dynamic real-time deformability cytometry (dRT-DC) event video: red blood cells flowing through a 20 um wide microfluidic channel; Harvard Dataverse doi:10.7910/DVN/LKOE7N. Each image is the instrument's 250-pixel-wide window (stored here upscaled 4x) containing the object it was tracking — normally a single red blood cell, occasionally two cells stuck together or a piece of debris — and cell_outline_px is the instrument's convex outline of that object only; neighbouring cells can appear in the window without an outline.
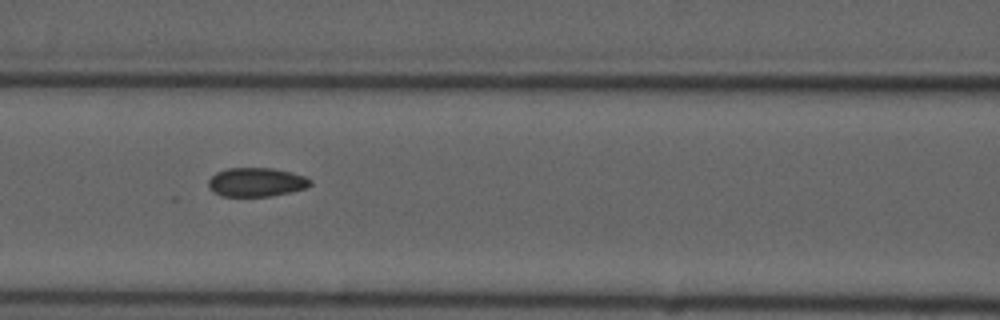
{"species": "common noctule bat (a hibernating species)", "species_latin": "Nyctalus noctula", "temperature_condition": "cold", "stored_images_in_passage": 9, "camera_frame_rate_fps": 3000, "um_per_image_px": 0.085, "animal": {"sex": "male", "forearm_length_mm": 52.5}, "frame": {"image": 1, "passage_image": 6, "time_ms": 5.667, "image_size_px": [1000, 320], "cell_outline_px": [[312, 184], [304, 188], [288, 192], [268, 196], [224, 196], [216, 192], [208, 184], [208, 180], [216, 172], [228, 168], [272, 168], [292, 172], [304, 176], [312, 180]], "centroid_in_image_um": [21.81, 15.46], "position_along_channel_um": 144.8, "area_um2": 16.88}}
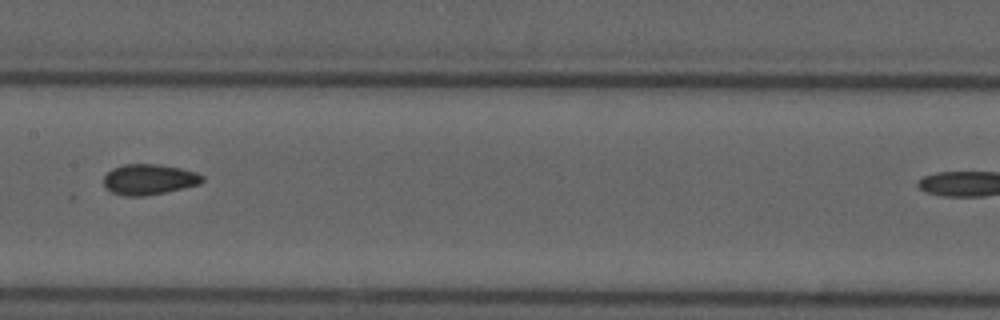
{"frame": {"image": 2, "passage_image": 7, "time_ms": 7.0, "image_size_px": [1000, 320], "cell_outline_px": [[204, 180], [200, 184], [184, 188], [144, 196], [124, 196], [112, 192], [104, 184], [104, 176], [112, 168], [124, 164], [156, 164], [180, 168], [196, 172], [204, 176]], "centroid_in_image_um": [12.68, 15.25], "position_along_channel_um": 194.7, "area_um2": 17.51}}
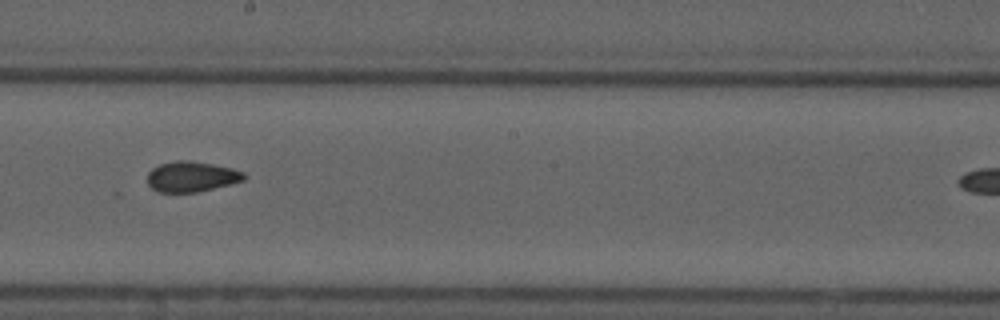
{"frame": {"image": 3, "passage_image": 8, "time_ms": 8.0, "image_size_px": [1000, 320], "cell_outline_px": [[248, 176], [244, 180], [232, 184], [196, 192], [156, 192], [148, 184], [148, 172], [152, 168], [160, 164], [176, 160], [188, 160], [212, 164], [232, 168], [244, 172]], "centroid_in_image_um": [16.29, 15.01], "position_along_channel_um": 231.9, "area_um2": 17.22}}